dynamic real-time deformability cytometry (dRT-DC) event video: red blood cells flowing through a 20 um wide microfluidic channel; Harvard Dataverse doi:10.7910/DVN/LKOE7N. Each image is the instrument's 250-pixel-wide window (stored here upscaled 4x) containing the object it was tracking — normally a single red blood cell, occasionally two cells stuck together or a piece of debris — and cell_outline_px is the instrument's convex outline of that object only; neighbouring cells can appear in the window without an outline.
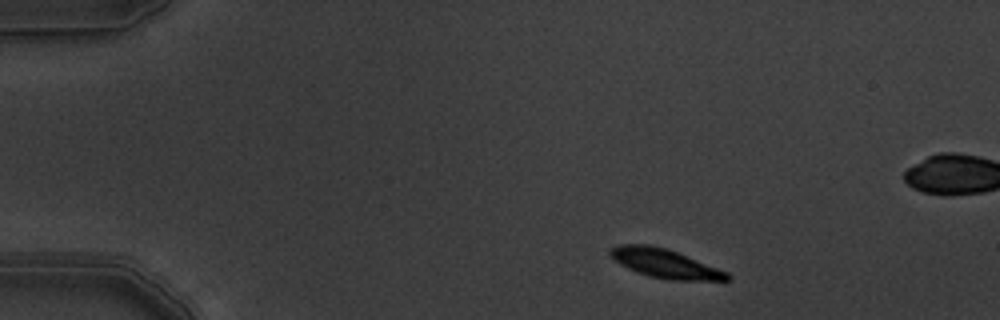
{"species": "common noctule bat (a hibernating species)", "species_latin": "Nyctalus noctula", "temperature_condition": "warm", "stored_images_in_passage": 4, "camera_frame_rate_fps": 3000, "um_per_image_px": 0.085, "animal": {"sex": "male", "body_mass_g": 19.5, "forearm_length_mm": 54.6}, "frame": {"image": 1, "passage_image": 1, "time_ms": 0.0, "image_size_px": [1000, 320], "cell_outline_px": [[732, 280], [672, 280], [648, 276], [636, 272], [620, 264], [608, 252], [616, 244], [648, 244], [668, 248], [728, 272], [732, 276]], "centroid_in_image_um": [56.54, 22.39], "position_along_channel_um": 28.5, "area_um2": 19.77}}